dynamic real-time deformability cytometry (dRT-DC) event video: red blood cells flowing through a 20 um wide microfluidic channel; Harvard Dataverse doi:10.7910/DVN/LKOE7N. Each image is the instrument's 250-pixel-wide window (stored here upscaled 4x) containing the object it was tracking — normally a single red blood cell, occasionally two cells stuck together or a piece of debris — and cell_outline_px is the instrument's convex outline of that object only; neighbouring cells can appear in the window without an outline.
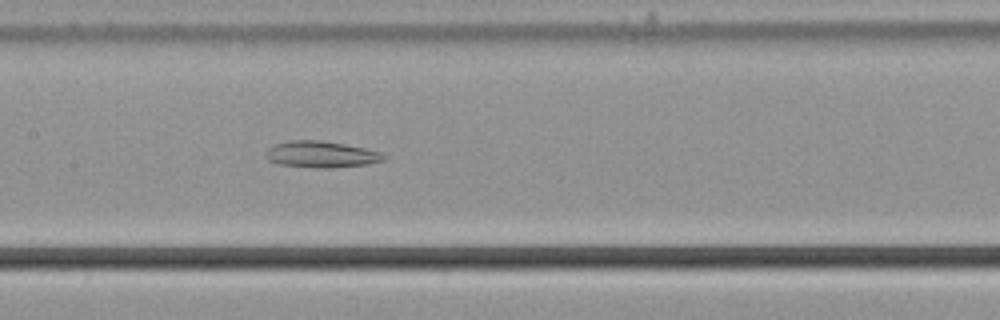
{"species": "common noctule bat (a hibernating species)", "species_latin": "Nyctalus noctula", "temperature_condition": "cold", "stored_images_in_passage": 49, "camera_frame_rate_fps": 3000, "um_per_image_px": 0.085, "animal": {"sex": "male", "body_mass_g": 21.5, "forearm_length_mm": 52.0}, "frame": {"image": 1, "passage_image": 21, "time_ms": 6.667, "image_size_px": [1000, 320], "cell_outline_px": [[388, 156], [384, 160], [368, 164], [332, 168], [316, 168], [280, 164], [268, 160], [264, 156], [264, 152], [268, 148], [276, 144], [288, 140], [320, 140], [344, 144], [364, 148], [380, 152]], "centroid_in_image_um": [27.29, 13.12], "position_along_channel_um": 180.1, "area_um2": 18.26}}
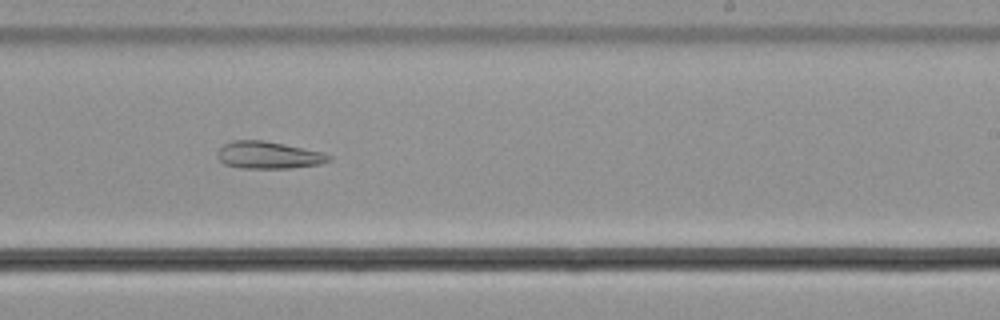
{"frame": {"image": 2, "passage_image": 28, "time_ms": 9.0, "image_size_px": [1000, 320], "cell_outline_px": [[332, 160], [320, 164], [292, 168], [240, 168], [224, 164], [220, 160], [220, 148], [224, 144], [232, 140], [264, 140], [320, 152], [332, 156]], "centroid_in_image_um": [22.84, 13.19], "position_along_channel_um": 266.2, "area_um2": 17.4}}
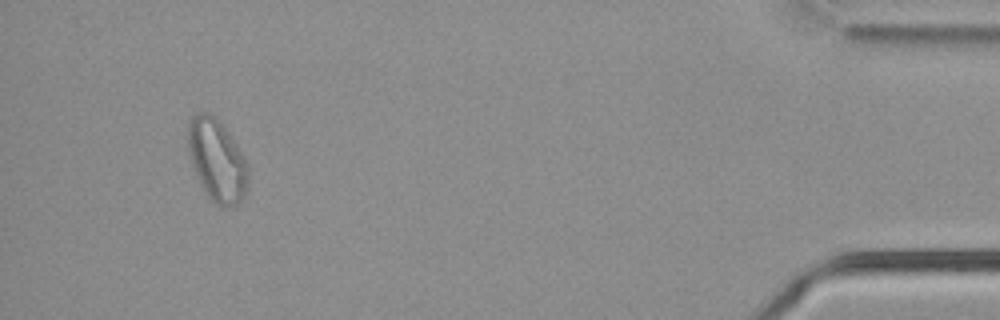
{"frame": {"image": 3, "passage_image": 46, "time_ms": 15.0, "image_size_px": [1000, 320], "cell_outline_px": [[248, 184], [244, 196], [236, 204], [224, 208], [216, 204], [204, 192], [196, 176], [192, 164], [188, 148], [188, 120], [196, 112], [208, 112], [216, 116], [220, 120], [244, 156], [248, 164]], "centroid_in_image_um": [18.43, 13.6], "position_along_channel_um": 416.8, "area_um2": 29.07}, "authors_computed_cell_mechanics": {"area_um2": 23.2356, "velocity_mm_per_s": 3.6972, "shape_relaxation_time_tau1_ms": null, "shape_relaxation_time_tau2_ms": 10.174, "deformation_change_tau1": null, "deformation_change_tau2": 0.2239}}